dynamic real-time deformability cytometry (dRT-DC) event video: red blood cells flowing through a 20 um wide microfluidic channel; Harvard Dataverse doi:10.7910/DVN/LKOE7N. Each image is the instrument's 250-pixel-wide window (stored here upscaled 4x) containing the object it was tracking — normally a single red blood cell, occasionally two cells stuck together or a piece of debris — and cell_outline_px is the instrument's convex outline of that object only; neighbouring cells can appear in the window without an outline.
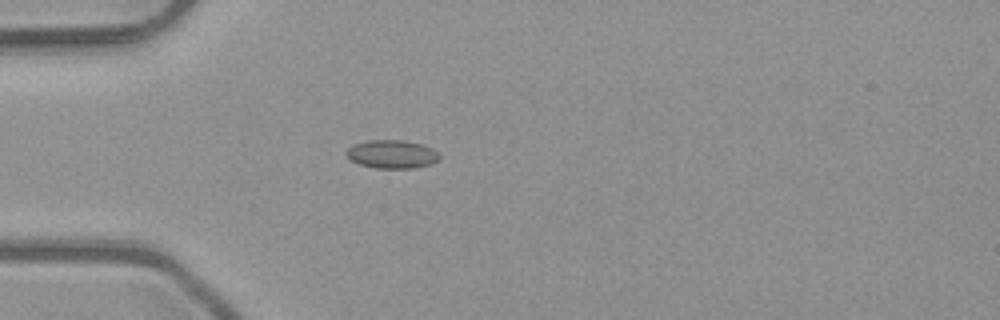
{"species": "common noctule bat (a hibernating species)", "species_latin": "Nyctalus noctula", "temperature_condition": "room temperature", "stored_images_in_passage": 4, "camera_frame_rate_fps": 3000, "um_per_image_px": 0.085, "animal": {"sex": "male", "body_mass_g": 23.1, "forearm_length_mm": 52.7}, "frame": {"image": 1, "passage_image": 4, "time_ms": 1.0, "image_size_px": [1000, 320], "cell_outline_px": [[440, 160], [432, 164], [412, 168], [376, 168], [360, 164], [352, 160], [344, 152], [352, 144], [368, 140], [404, 140], [420, 144], [432, 148], [440, 156]], "centroid_in_image_um": [33.32, 13.1], "position_along_channel_um": 51.7, "area_um2": 15.37}}